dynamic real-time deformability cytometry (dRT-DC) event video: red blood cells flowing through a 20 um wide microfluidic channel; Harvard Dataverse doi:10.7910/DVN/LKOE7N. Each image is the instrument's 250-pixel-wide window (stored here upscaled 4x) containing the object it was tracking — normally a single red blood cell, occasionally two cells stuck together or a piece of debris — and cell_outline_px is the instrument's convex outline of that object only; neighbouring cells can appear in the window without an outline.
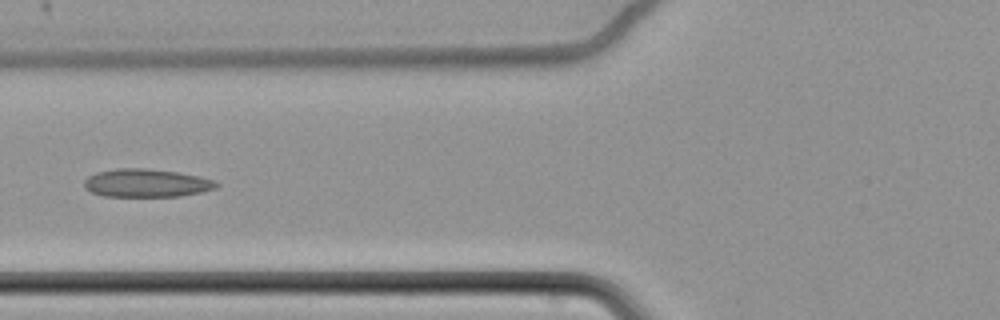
{"species": "common noctule bat (a hibernating species)", "species_latin": "Nyctalus noctula", "temperature_condition": "cold", "stored_images_in_passage": 12, "camera_frame_rate_fps": 3000, "um_per_image_px": 0.085, "animal": {"sex": "female", "body_mass_g": 22.7, "forearm_length_mm": 54.2}, "frame": {"image": 1, "passage_image": 7, "time_ms": 2.0, "image_size_px": [1000, 320], "cell_outline_px": [[220, 184], [216, 188], [200, 192], [180, 196], [104, 196], [92, 192], [84, 188], [84, 180], [88, 176], [96, 172], [116, 168], [144, 168], [180, 172], [200, 176], [216, 180]], "centroid_in_image_um": [12.46, 15.55], "position_along_channel_um": 113.3, "area_um2": 21.85}}
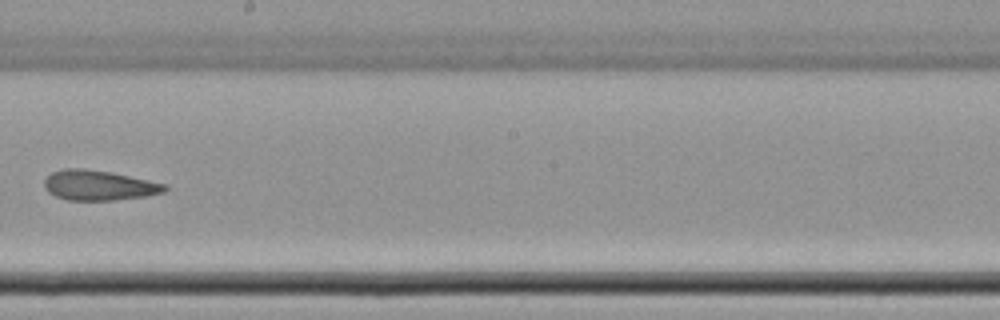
{"frame": {"image": 2, "passage_image": 10, "time_ms": 3.0, "image_size_px": [1000, 320], "cell_outline_px": [[168, 188], [164, 192], [144, 196], [112, 200], [68, 200], [56, 196], [48, 192], [44, 188], [44, 180], [52, 172], [64, 168], [84, 168], [112, 172], [168, 184]], "centroid_in_image_um": [8.4, 15.74], "position_along_channel_um": 239.8, "area_um2": 21.15}}
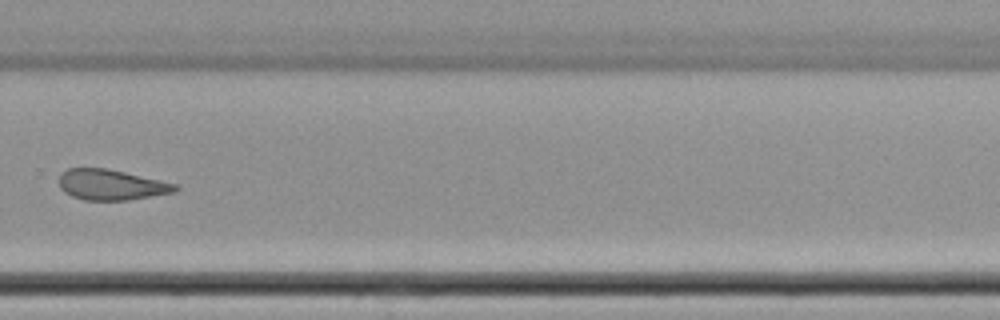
{"frame": {"image": 3, "passage_image": 12, "time_ms": 3.667, "image_size_px": [1000, 320], "cell_outline_px": [[180, 188], [176, 192], [128, 200], [84, 200], [72, 196], [64, 192], [60, 188], [60, 172], [68, 168], [108, 168], [176, 184]], "centroid_in_image_um": [9.44, 15.7], "position_along_channel_um": 320.4, "area_um2": 20.69}}